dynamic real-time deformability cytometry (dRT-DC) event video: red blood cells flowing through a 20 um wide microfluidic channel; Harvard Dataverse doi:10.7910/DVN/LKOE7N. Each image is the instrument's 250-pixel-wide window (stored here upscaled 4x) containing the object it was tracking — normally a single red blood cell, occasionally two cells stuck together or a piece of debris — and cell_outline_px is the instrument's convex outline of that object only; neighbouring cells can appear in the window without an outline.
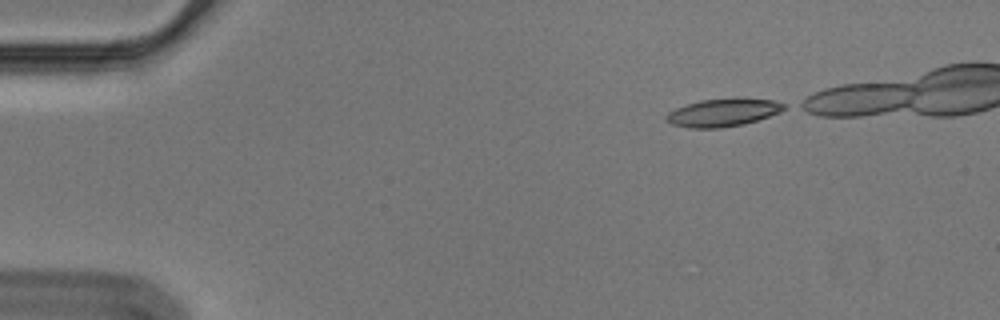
{"species": "Egyptian fruit bat (a non-hibernating species)", "species_latin": "Rousettus aegyptiacus", "temperature_condition": "cold", "stored_images_in_passage": 32, "camera_frame_rate_fps": 3000, "um_per_image_px": 0.085, "animal": {"sex": "male"}, "frame": {"image": 1, "passage_image": 1, "time_ms": 0.0, "image_size_px": [1000, 320], "cell_outline_px": [[788, 108], [780, 112], [744, 124], [720, 128], [688, 128], [672, 124], [664, 120], [664, 116], [668, 112], [676, 108], [700, 100], [736, 96], [740, 96], [772, 100], [788, 104]], "centroid_in_image_um": [61.49, 9.53], "position_along_channel_um": 23.5, "area_um2": 19.71}}
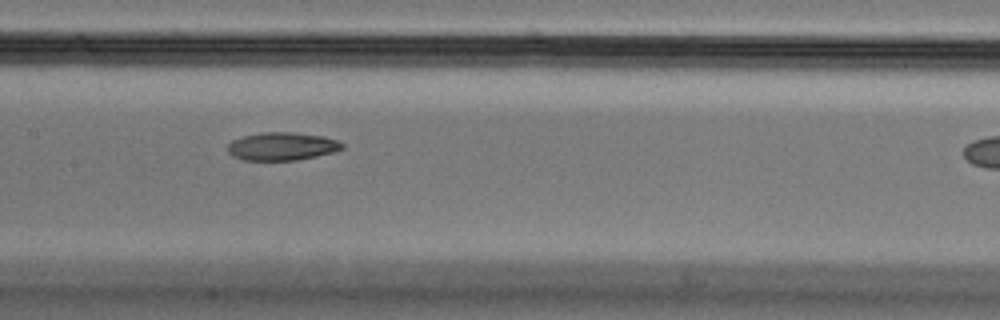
{"frame": {"image": 2, "passage_image": 21, "time_ms": 6.667, "image_size_px": [1000, 320], "cell_outline_px": [[344, 148], [336, 152], [296, 160], [244, 160], [232, 156], [228, 152], [228, 144], [232, 140], [244, 136], [260, 132], [292, 132], [324, 136], [336, 140], [344, 144]], "centroid_in_image_um": [23.98, 12.43], "position_along_channel_um": 183.4, "area_um2": 18.79}}
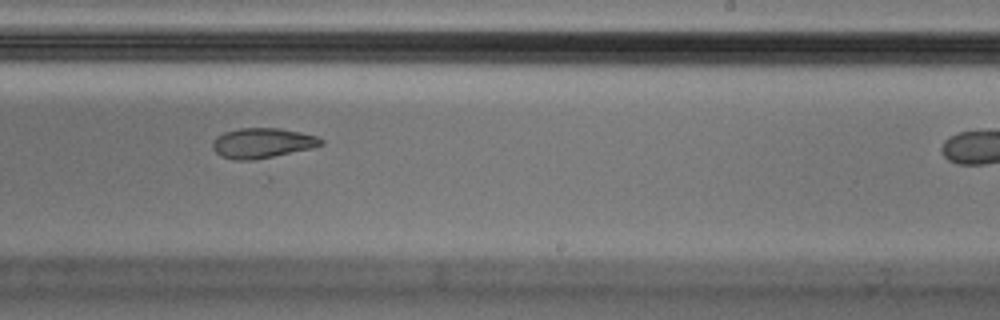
{"frame": {"image": 3, "passage_image": 28, "time_ms": 9.0, "image_size_px": [1000, 320], "cell_outline_px": [[324, 144], [312, 148], [252, 160], [236, 160], [220, 156], [212, 148], [212, 140], [216, 136], [224, 132], [240, 128], [280, 128], [300, 132], [316, 136], [324, 140]], "centroid_in_image_um": [22.27, 12.15], "position_along_channel_um": 266.7, "area_um2": 18.96}}